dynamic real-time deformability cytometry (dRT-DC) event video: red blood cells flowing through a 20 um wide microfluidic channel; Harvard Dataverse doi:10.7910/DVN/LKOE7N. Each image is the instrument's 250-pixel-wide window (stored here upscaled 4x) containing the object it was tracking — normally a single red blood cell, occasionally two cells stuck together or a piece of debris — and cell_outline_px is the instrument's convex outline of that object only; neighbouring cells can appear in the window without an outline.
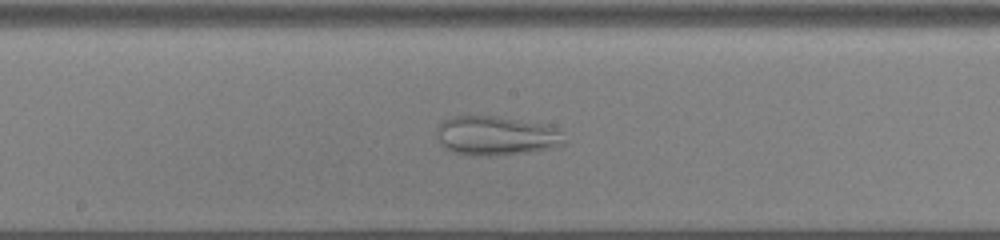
{"species": "common noctule bat (a hibernating species)", "species_latin": "Nyctalus noctula", "temperature_condition": "cold", "stored_images_in_passage": 54, "camera_frame_rate_fps": 3000, "um_per_image_px": 0.085, "animal": {"sex": "male", "body_mass_g": 13.0, "forearm_length_mm": 53.1}, "frame": {"image": 1, "passage_image": 29, "time_ms": 9.333, "image_size_px": [1000, 240], "cell_outline_px": [[564, 144], [560, 148], [496, 156], [472, 156], [452, 152], [444, 148], [440, 144], [436, 136], [436, 124], [452, 116], [496, 116], [548, 124], [560, 128], [564, 140]], "centroid_in_image_um": [42.18, 11.55], "position_along_channel_um": 206.0, "area_um2": 30.11}}
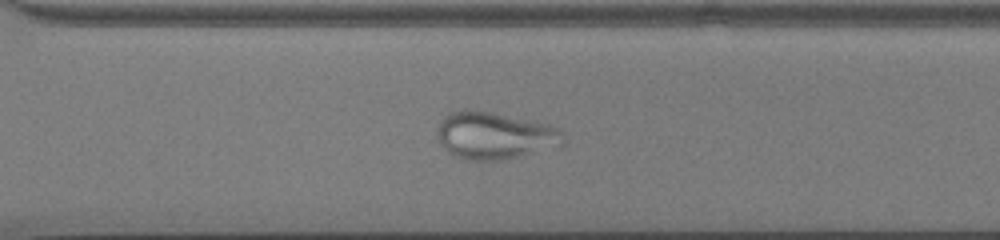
{"frame": {"image": 2, "passage_image": 39, "time_ms": 12.667, "image_size_px": [1000, 240], "cell_outline_px": [[568, 140], [560, 148], [500, 160], [460, 160], [452, 156], [440, 144], [436, 136], [436, 128], [440, 120], [448, 112], [492, 112], [548, 124], [560, 128], [564, 132]], "centroid_in_image_um": [42.11, 11.57], "position_along_channel_um": 328.5, "area_um2": 35.26}}
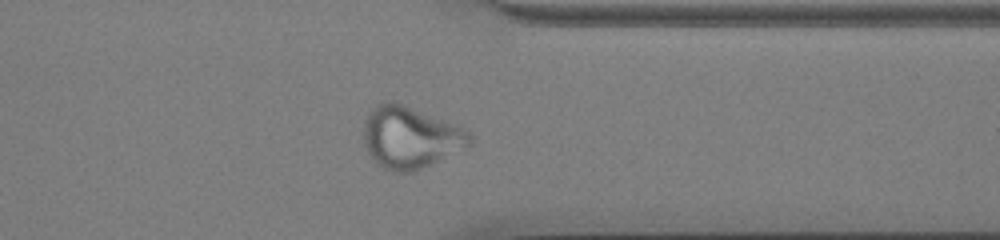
{"frame": {"image": 3, "passage_image": 43, "time_ms": 14.0, "image_size_px": [1000, 240], "cell_outline_px": [[472, 144], [412, 172], [392, 172], [384, 168], [368, 152], [364, 144], [364, 120], [368, 112], [376, 104], [388, 100], [392, 100], [404, 104], [456, 124], [464, 128], [472, 136]], "centroid_in_image_um": [34.85, 11.64], "position_along_channel_um": 376.5, "area_um2": 38.03}}